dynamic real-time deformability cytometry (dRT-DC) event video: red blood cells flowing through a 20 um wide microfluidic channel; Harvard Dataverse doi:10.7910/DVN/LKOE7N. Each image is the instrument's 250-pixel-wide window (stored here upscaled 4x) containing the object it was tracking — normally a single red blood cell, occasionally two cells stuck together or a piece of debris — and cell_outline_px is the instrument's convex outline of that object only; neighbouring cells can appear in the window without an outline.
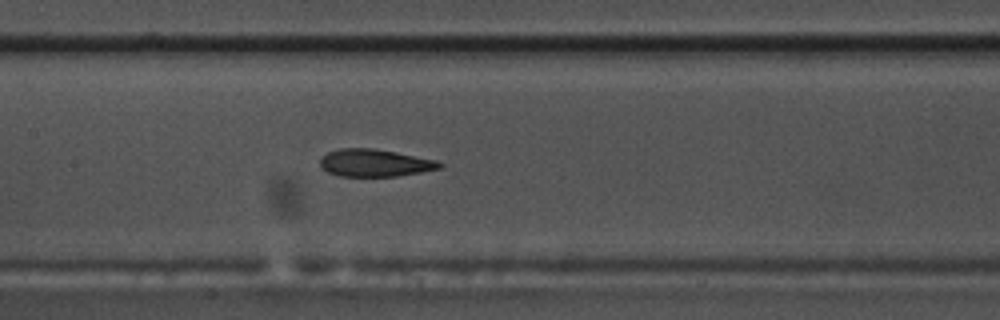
{"species": "common noctule bat (a hibernating species)", "species_latin": "Nyctalus noctula", "temperature_condition": "warm", "stored_images_in_passage": 42, "camera_frame_rate_fps": 3000, "um_per_image_px": 0.085, "animal": {"sex": "male", "body_mass_g": 17.5, "forearm_length_mm": 52.3}, "frame": {"image": 1, "passage_image": 13, "time_ms": 4.0, "image_size_px": [1000, 320], "cell_outline_px": [[444, 164], [440, 168], [420, 172], [396, 176], [340, 176], [328, 172], [320, 168], [320, 160], [328, 152], [340, 148], [376, 148], [436, 160]], "centroid_in_image_um": [31.84, 13.84], "position_along_channel_um": 175.6, "area_um2": 19.02}}
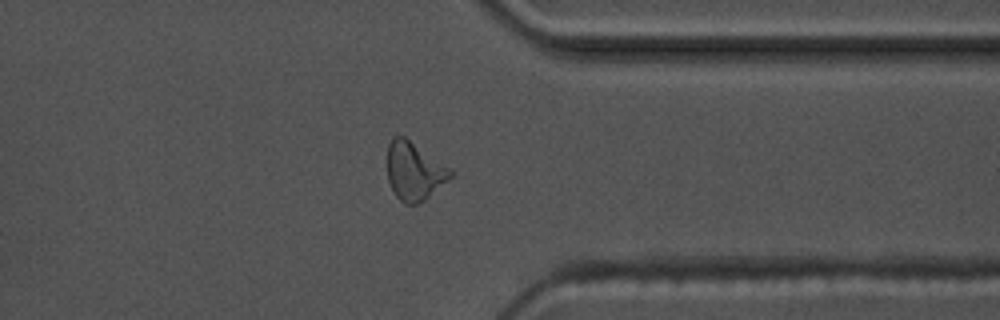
{"frame": {"image": 2, "passage_image": 30, "time_ms": 9.667, "image_size_px": [1000, 320], "cell_outline_px": [[452, 176], [448, 180], [424, 200], [416, 204], [404, 204], [396, 196], [388, 180], [388, 144], [392, 136], [404, 136], [448, 168], [452, 172]], "centroid_in_image_um": [35.17, 14.56], "position_along_channel_um": 376.2, "area_um2": 20.81}, "authors_computed_cell_mechanics": {"area_um2": 19.8543, "velocity_mm_per_s": 3.6232, "shape_relaxation_time_tau1_ms": null, "shape_relaxation_time_tau2_ms": 2.5788, "deformation_change_tau1": null, "deformation_change_tau2": 0.1201}}